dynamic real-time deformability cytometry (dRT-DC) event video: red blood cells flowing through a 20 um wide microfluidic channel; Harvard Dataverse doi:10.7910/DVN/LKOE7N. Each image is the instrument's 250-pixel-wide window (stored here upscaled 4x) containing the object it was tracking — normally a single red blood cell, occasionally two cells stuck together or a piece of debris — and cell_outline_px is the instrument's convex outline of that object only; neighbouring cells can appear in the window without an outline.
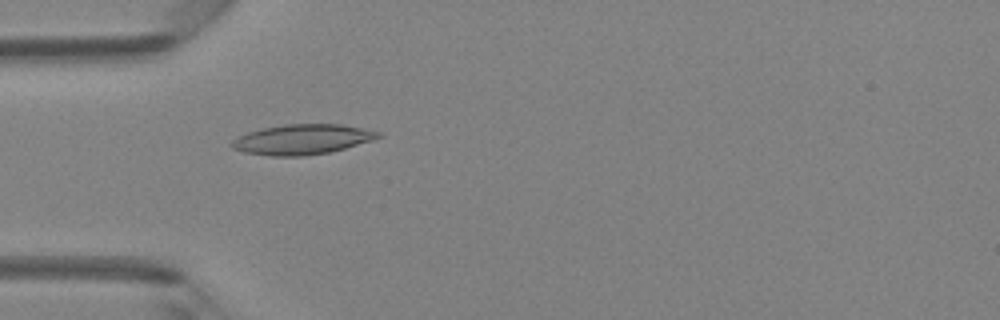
{"species": "Egyptian fruit bat (a non-hibernating species)", "species_latin": "Rousettus aegyptiacus", "temperature_condition": "room temperature", "stored_images_in_passage": 40, "camera_frame_rate_fps": 3000, "um_per_image_px": 0.085, "animal": {"sex": "female"}, "frame": {"image": 1, "passage_image": 6, "time_ms": 1.667, "image_size_px": [1000, 320], "cell_outline_px": [[384, 136], [372, 140], [344, 148], [328, 152], [304, 156], [272, 156], [244, 152], [232, 148], [228, 144], [232, 140], [248, 132], [264, 128], [284, 124], [340, 124], [380, 132]], "centroid_in_image_um": [25.66, 11.85], "position_along_channel_um": 59.3, "area_um2": 25.49}}
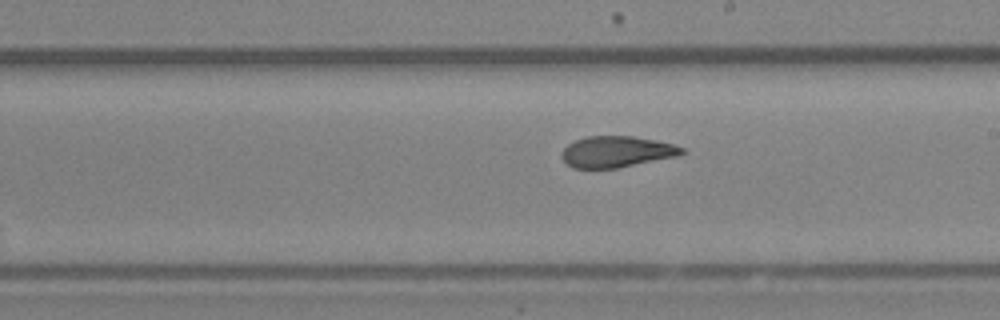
{"frame": {"image": 2, "passage_image": 19, "time_ms": 6.0, "image_size_px": [1000, 320], "cell_outline_px": [[684, 152], [676, 156], [616, 168], [572, 168], [560, 156], [560, 152], [568, 144], [576, 140], [588, 136], [632, 136], [656, 140], [672, 144], [684, 148]], "centroid_in_image_um": [52.37, 12.89], "position_along_channel_um": 236.6, "area_um2": 21.62}}
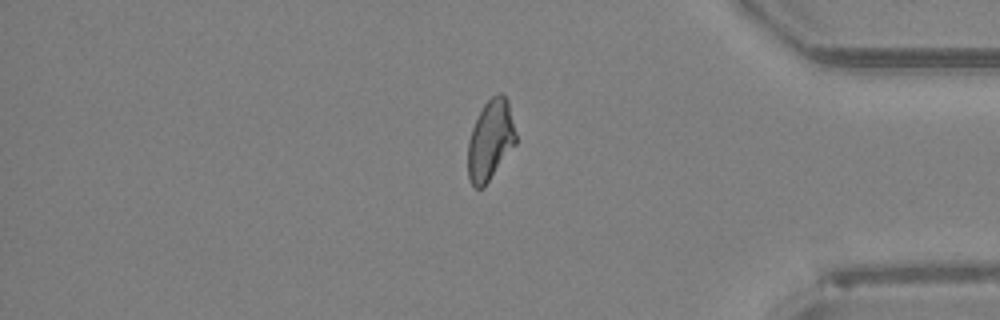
{"frame": {"image": 3, "passage_image": 32, "time_ms": 10.333, "image_size_px": [1000, 320], "cell_outline_px": [[516, 144], [484, 188], [476, 188], [472, 184], [468, 176], [468, 140], [472, 128], [484, 104], [492, 96], [500, 92], [508, 100], [516, 132]], "centroid_in_image_um": [41.69, 11.93], "position_along_channel_um": 393.5, "area_um2": 22.43}, "authors_computed_cell_mechanics": {"area_um2": 22.8888, "velocity_mm_per_s": 4.1699, "shape_relaxation_time_tau1_ms": null, "shape_relaxation_time_tau2_ms": 1.652, "deformation_change_tau1": null, "deformation_change_tau2": 0.0827}}